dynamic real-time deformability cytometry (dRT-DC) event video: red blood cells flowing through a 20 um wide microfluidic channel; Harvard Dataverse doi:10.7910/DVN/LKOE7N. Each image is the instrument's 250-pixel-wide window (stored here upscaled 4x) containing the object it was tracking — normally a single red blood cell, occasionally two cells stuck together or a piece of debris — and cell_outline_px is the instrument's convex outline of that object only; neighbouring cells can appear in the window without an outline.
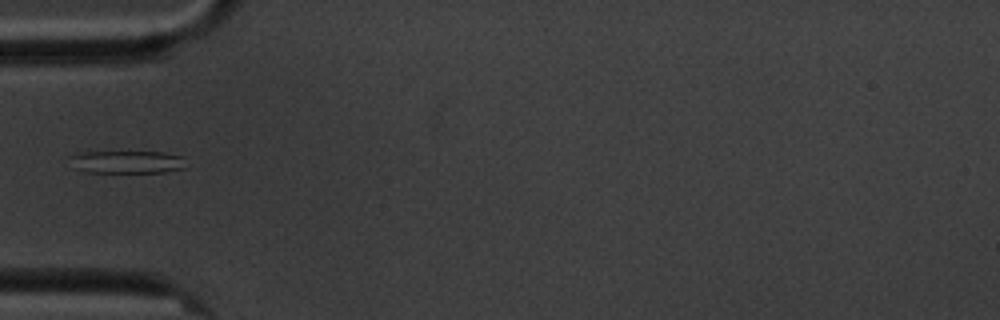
{"species": "common noctule bat (a hibernating species)", "species_latin": "Nyctalus noctula", "temperature_condition": "cold", "stored_images_in_passage": 9, "camera_frame_rate_fps": 3000, "um_per_image_px": 0.085, "animal": {"sex": "male", "body_mass_g": 20.1, "forearm_length_mm": 53.5}, "frame": {"image": 1, "passage_image": 6, "time_ms": 5.667, "image_size_px": [1000, 320], "cell_outline_px": [[184, 168], [164, 172], [88, 172], [76, 168], [68, 156], [80, 152], [164, 152], [184, 156]], "centroid_in_image_um": [10.82, 13.76], "position_along_channel_um": 74.2, "area_um2": 15.26}}
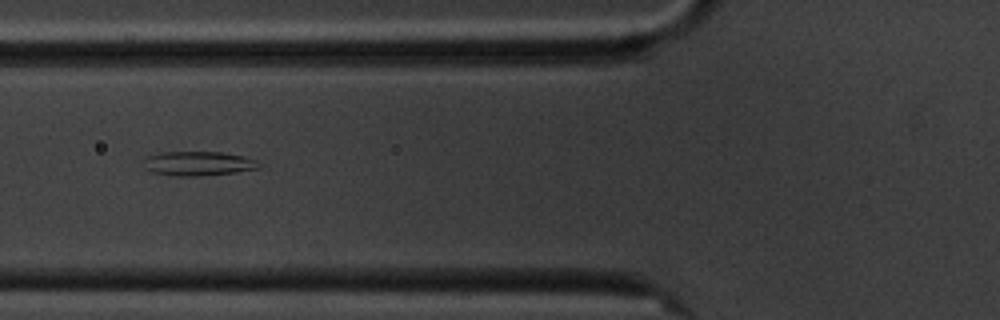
{"frame": {"image": 2, "passage_image": 7, "time_ms": 6.667, "image_size_px": [1000, 320], "cell_outline_px": [[260, 168], [236, 172], [200, 176], [176, 176], [152, 172], [144, 168], [144, 160], [148, 156], [160, 152], [224, 152], [244, 156], [256, 160]], "centroid_in_image_um": [16.84, 13.9], "position_along_channel_um": 109.0, "area_um2": 16.36}}